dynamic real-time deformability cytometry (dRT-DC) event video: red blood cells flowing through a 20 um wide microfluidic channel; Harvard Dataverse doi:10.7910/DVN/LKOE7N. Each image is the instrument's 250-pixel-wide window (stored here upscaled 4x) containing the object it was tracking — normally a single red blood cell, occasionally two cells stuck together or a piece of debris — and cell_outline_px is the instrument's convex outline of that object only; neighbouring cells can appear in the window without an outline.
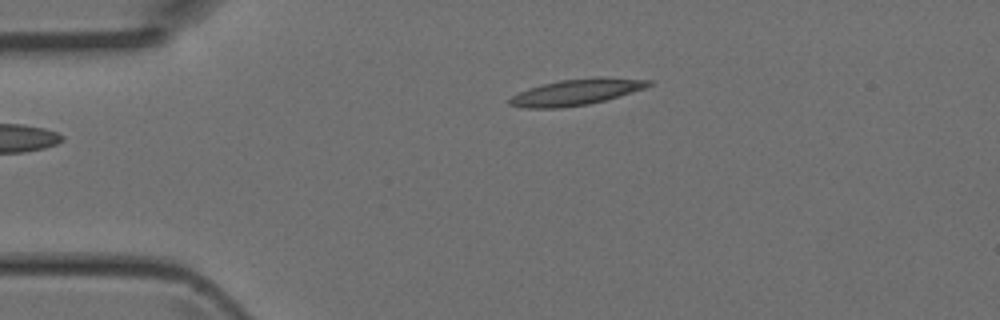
{"species": "Egyptian fruit bat (a non-hibernating species)", "species_latin": "Rousettus aegyptiacus", "temperature_condition": "room temperature", "stored_images_in_passage": 2, "camera_frame_rate_fps": 3000, "um_per_image_px": 0.085, "animal": {"sex": "female"}, "frame": {"image": 1, "passage_image": 1, "time_ms": 0.0, "image_size_px": [1000, 320], "cell_outline_px": [[652, 84], [644, 88], [604, 100], [588, 104], [564, 108], [520, 108], [508, 104], [508, 100], [512, 96], [528, 88], [540, 84], [560, 80], [596, 76], [604, 76], [652, 80]], "centroid_in_image_um": [48.95, 7.81], "position_along_channel_um": 36.0, "area_um2": 21.33}}